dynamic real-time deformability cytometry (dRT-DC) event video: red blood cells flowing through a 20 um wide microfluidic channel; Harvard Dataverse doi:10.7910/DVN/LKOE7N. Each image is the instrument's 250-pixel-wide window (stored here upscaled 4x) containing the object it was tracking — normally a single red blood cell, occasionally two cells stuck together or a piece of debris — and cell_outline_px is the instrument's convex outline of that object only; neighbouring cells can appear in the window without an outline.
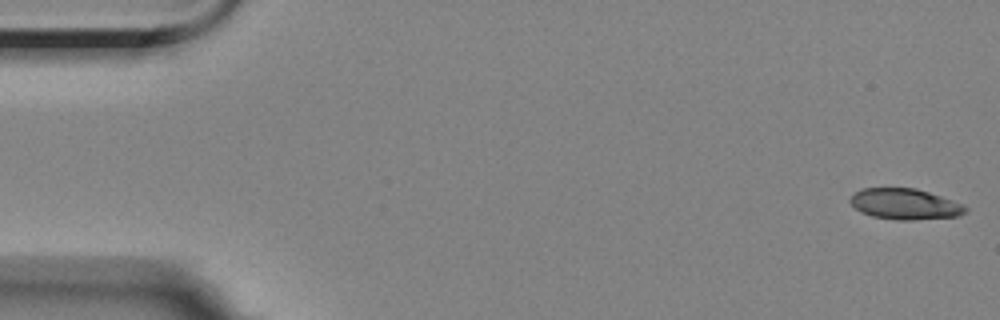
{"species": "Egyptian fruit bat (a non-hibernating species)", "species_latin": "Rousettus aegyptiacus", "temperature_condition": "room temperature", "stored_images_in_passage": 56, "camera_frame_rate_fps": 3000, "um_per_image_px": 0.085, "animal": {"sex": "female"}, "frame": {"image": 1, "passage_image": 1, "time_ms": 0.0, "image_size_px": [1000, 320], "cell_outline_px": [[968, 208], [960, 216], [912, 220], [896, 220], [872, 216], [860, 212], [848, 200], [856, 192], [864, 188], [916, 188], [940, 196], [960, 204]], "centroid_in_image_um": [76.89, 17.35], "position_along_channel_um": 8.1, "area_um2": 20.46}}
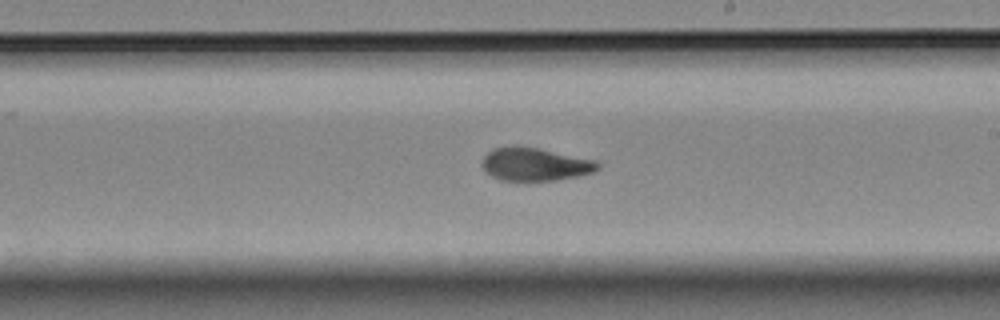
{"frame": {"image": 2, "passage_image": 32, "time_ms": 10.333, "image_size_px": [1000, 320], "cell_outline_px": [[600, 168], [592, 172], [576, 176], [556, 180], [500, 180], [492, 176], [480, 164], [484, 156], [492, 148], [512, 144], [516, 144], [596, 160], [600, 164]], "centroid_in_image_um": [45.44, 13.94], "position_along_channel_um": 243.6, "area_um2": 22.31}}
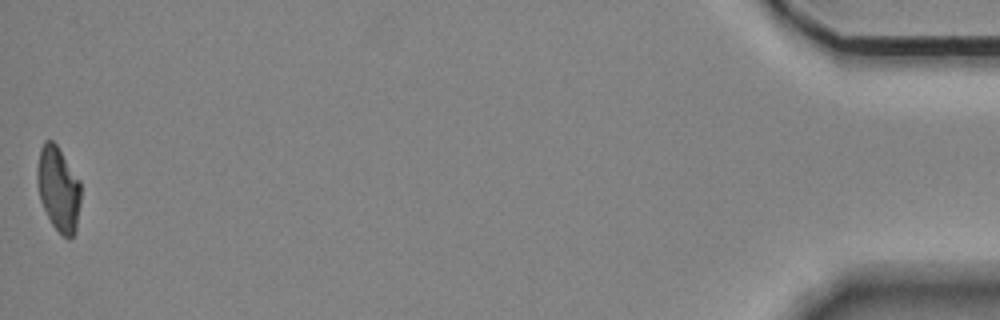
{"frame": {"image": 3, "passage_image": 56, "time_ms": 18.333, "image_size_px": [1000, 320], "cell_outline_px": [[80, 204], [76, 232], [68, 240], [52, 224], [40, 200], [36, 180], [36, 168], [40, 148], [44, 140], [52, 140], [56, 144], [80, 180]], "centroid_in_image_um": [4.96, 16.04], "position_along_channel_um": 430.2, "area_um2": 21.62}, "authors_computed_cell_mechanics": {"area_um2": 22.3686, "velocity_mm_per_s": 3.5247, "shape_relaxation_time_tau1_ms": 4.7091, "shape_relaxation_time_tau2_ms": 1.787, "deformation_change_tau1": 0.1602, "deformation_change_tau2": 0.063}}